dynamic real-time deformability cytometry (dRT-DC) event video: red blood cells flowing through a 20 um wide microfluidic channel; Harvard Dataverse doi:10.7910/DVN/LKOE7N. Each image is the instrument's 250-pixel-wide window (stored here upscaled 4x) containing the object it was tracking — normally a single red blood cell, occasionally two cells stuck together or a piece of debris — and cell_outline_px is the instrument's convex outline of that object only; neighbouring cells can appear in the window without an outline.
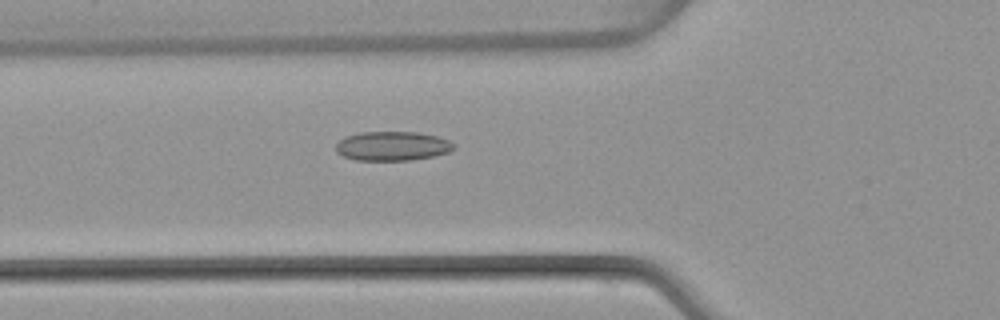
{"species": "common noctule bat (a hibernating species)", "species_latin": "Nyctalus noctula", "temperature_condition": "warm", "stored_images_in_passage": 36, "camera_frame_rate_fps": 3000, "um_per_image_px": 0.085, "animal": {"sex": "female", "body_mass_g": 22.7, "forearm_length_mm": 54.2}, "frame": {"image": 1, "passage_image": 4, "time_ms": 1.0, "image_size_px": [1000, 320], "cell_outline_px": [[456, 148], [448, 152], [432, 156], [408, 160], [356, 160], [344, 156], [336, 152], [336, 144], [344, 136], [360, 132], [420, 132], [440, 136], [456, 144]], "centroid_in_image_um": [33.37, 12.4], "position_along_channel_um": 92.4, "area_um2": 20.23}}
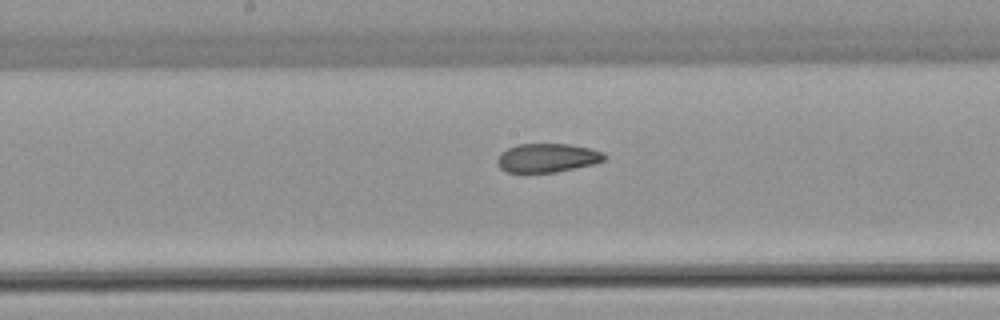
{"frame": {"image": 2, "passage_image": 12, "time_ms": 3.667, "image_size_px": [1000, 320], "cell_outline_px": [[608, 160], [596, 164], [556, 172], [508, 172], [500, 168], [496, 164], [496, 160], [500, 152], [516, 144], [568, 144], [592, 148], [604, 152], [608, 156]], "centroid_in_image_um": [46.57, 13.41], "position_along_channel_um": 201.6, "area_um2": 18.38}}
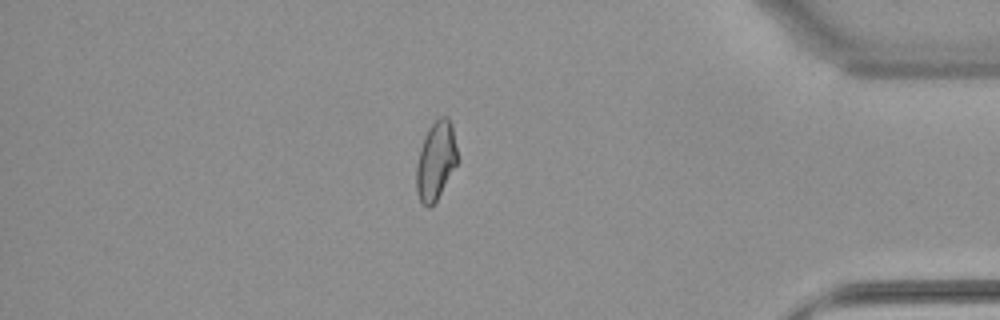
{"frame": {"image": 3, "passage_image": 29, "time_ms": 9.333, "image_size_px": [1000, 320], "cell_outline_px": [[460, 160], [436, 200], [428, 208], [420, 200], [416, 192], [416, 164], [420, 148], [428, 128], [440, 116], [448, 116], [452, 124]], "centroid_in_image_um": [37.07, 13.63], "position_along_channel_um": 398.1, "area_um2": 19.02}, "authors_computed_cell_mechanics": {"area_um2": 19.0162, "velocity_mm_per_s": 4.0752, "shape_relaxation_time_tau1_ms": null, "shape_relaxation_time_tau2_ms": 2.1928, "deformation_change_tau1": null, "deformation_change_tau2": 0.0771}}